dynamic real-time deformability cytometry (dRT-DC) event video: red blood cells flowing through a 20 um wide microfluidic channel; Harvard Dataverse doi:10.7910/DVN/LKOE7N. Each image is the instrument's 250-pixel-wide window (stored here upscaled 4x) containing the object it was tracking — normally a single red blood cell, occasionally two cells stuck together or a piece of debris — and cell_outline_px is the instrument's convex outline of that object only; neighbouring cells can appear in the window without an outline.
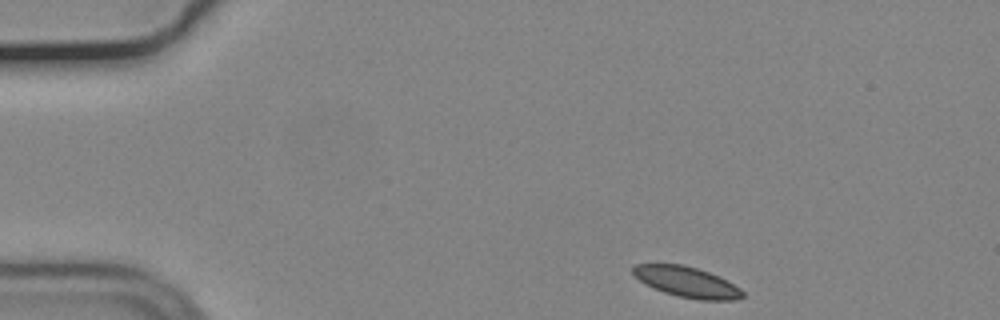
{"species": "common noctule bat (a hibernating species)", "species_latin": "Nyctalus noctula", "temperature_condition": "cold", "stored_images_in_passage": 26, "camera_frame_rate_fps": 3000, "um_per_image_px": 0.085, "animal": {"sex": "male", "body_mass_g": 19.2, "forearm_length_mm": 51.8}, "frame": {"image": 1, "passage_image": 1, "time_ms": 0.0, "image_size_px": [1000, 320], "cell_outline_px": [[744, 296], [732, 300], [700, 300], [676, 296], [664, 292], [644, 284], [632, 272], [632, 268], [636, 264], [680, 264], [696, 268], [708, 272], [740, 288], [744, 292]], "centroid_in_image_um": [58.35, 23.98], "position_along_channel_um": 26.7, "area_um2": 19.19}}
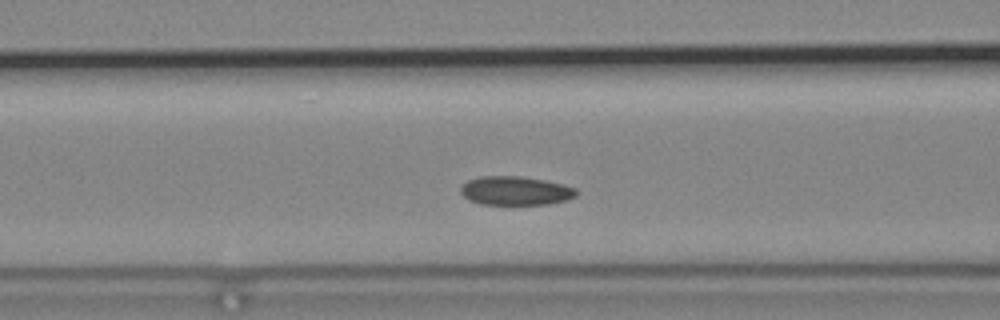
{"frame": {"image": 2, "passage_image": 15, "time_ms": 4.667, "image_size_px": [1000, 320], "cell_outline_px": [[576, 196], [568, 200], [548, 204], [480, 204], [468, 200], [460, 192], [460, 188], [468, 180], [480, 176], [520, 176], [544, 180], [564, 184], [576, 188]], "centroid_in_image_um": [43.82, 16.21], "position_along_channel_um": 122.8, "area_um2": 19.48}}
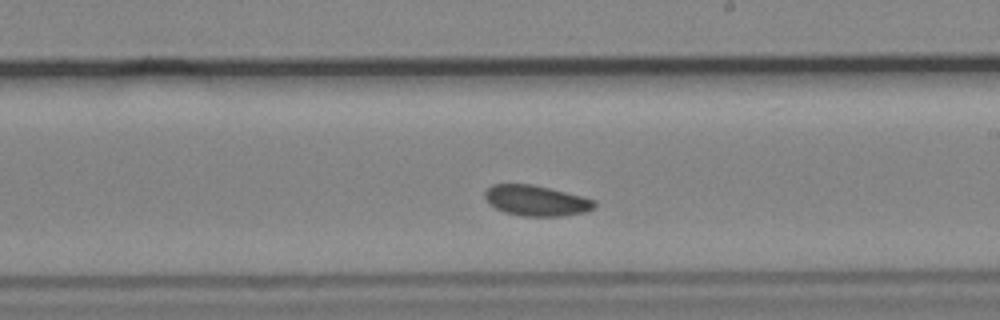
{"frame": {"image": 3, "passage_image": 25, "time_ms": 8.0, "image_size_px": [1000, 320], "cell_outline_px": [[596, 208], [584, 212], [560, 216], [524, 216], [504, 212], [488, 204], [484, 196], [484, 192], [492, 184], [532, 184], [596, 200]], "centroid_in_image_um": [45.55, 17.05], "position_along_channel_um": 243.4, "area_um2": 19.42}}